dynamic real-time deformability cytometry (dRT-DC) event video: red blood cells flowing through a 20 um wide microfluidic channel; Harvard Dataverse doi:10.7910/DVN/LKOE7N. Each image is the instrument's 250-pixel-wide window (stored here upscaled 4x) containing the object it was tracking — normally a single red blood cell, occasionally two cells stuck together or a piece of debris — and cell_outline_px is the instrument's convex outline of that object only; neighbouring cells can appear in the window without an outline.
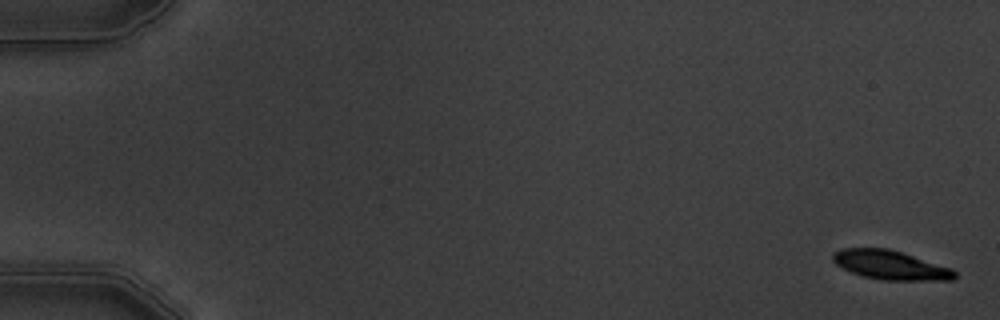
{"species": "common noctule bat (a hibernating species)", "species_latin": "Nyctalus noctula", "temperature_condition": "warm", "stored_images_in_passage": 8, "camera_frame_rate_fps": 3000, "um_per_image_px": 0.085, "animal": {"sex": "male", "body_mass_g": 19.5, "forearm_length_mm": 54.6}, "frame": {"image": 1, "passage_image": 1, "time_ms": 0.0, "image_size_px": [1000, 320], "cell_outline_px": [[956, 276], [952, 280], [884, 280], [864, 276], [852, 272], [836, 264], [832, 260], [832, 252], [840, 248], [888, 248], [952, 268], [956, 272]], "centroid_in_image_um": [75.67, 22.52], "position_along_channel_um": 9.3, "area_um2": 20.52}}
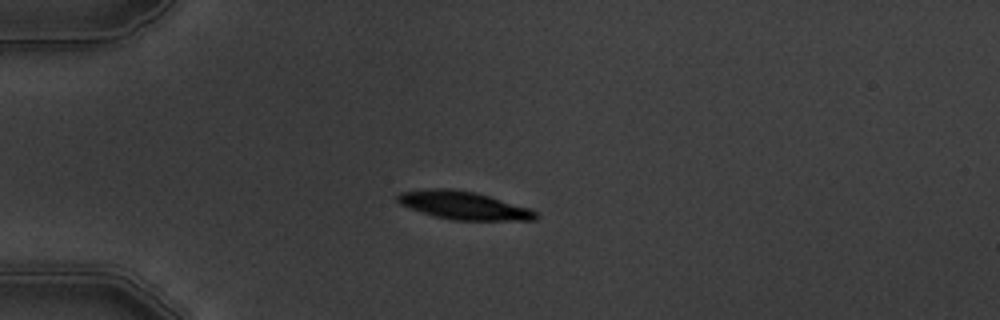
{"frame": {"image": 2, "passage_image": 5, "time_ms": 4.667, "image_size_px": [1000, 320], "cell_outline_px": [[540, 216], [536, 220], [452, 220], [436, 216], [400, 204], [396, 200], [396, 196], [400, 192], [432, 188], [452, 188], [476, 192], [528, 208], [536, 212]], "centroid_in_image_um": [39.41, 17.45], "position_along_channel_um": 45.6, "area_um2": 22.37}}